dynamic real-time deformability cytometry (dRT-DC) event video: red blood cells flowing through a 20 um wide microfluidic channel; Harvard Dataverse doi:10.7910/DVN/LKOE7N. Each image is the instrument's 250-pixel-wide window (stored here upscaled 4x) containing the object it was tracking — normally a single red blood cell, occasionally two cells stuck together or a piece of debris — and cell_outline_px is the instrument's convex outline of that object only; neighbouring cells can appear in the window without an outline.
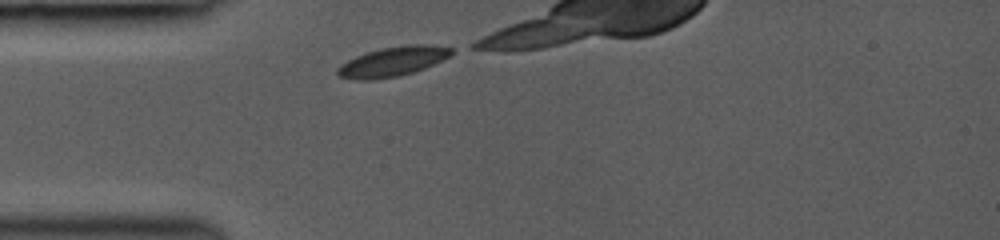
{"species": "common noctule bat (a hibernating species)", "species_latin": "Nyctalus noctula", "temperature_condition": "room temperature", "stored_images_in_passage": 4, "camera_frame_rate_fps": 3000, "um_per_image_px": 0.085, "animal": {"sex": "female", "body_mass_g": 19.0, "forearm_length_mm": 53.3}, "frame": {"image": 1, "passage_image": 1, "time_ms": 0.0, "image_size_px": [1000, 240], "cell_outline_px": [[452, 52], [448, 56], [424, 68], [400, 76], [372, 80], [356, 80], [340, 76], [336, 72], [336, 68], [340, 64], [356, 56], [380, 48], [408, 44], [432, 44], [452, 48]], "centroid_in_image_um": [33.34, 5.23], "position_along_channel_um": 51.7, "area_um2": 19.54}}